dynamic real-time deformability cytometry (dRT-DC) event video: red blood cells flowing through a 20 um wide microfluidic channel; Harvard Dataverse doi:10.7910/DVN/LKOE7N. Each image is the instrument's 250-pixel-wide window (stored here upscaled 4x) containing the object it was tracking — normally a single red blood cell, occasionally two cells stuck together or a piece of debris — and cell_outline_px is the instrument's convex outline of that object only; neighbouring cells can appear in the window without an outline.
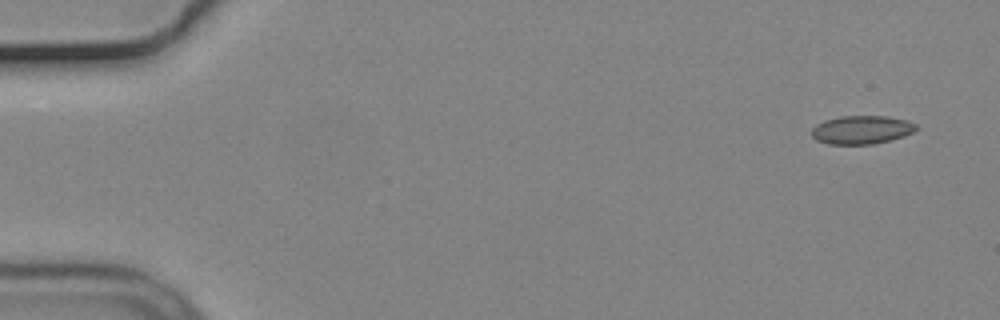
{"species": "common noctule bat (a hibernating species)", "species_latin": "Nyctalus noctula", "temperature_condition": "cold", "stored_images_in_passage": 13, "camera_frame_rate_fps": 3000, "um_per_image_px": 0.085, "animal": {"sex": "male", "body_mass_g": 19.2, "forearm_length_mm": 51.8}, "frame": {"image": 1, "passage_image": 1, "time_ms": 0.0, "image_size_px": [1000, 320], "cell_outline_px": [[920, 128], [904, 136], [872, 144], [828, 144], [816, 140], [812, 136], [812, 128], [816, 124], [824, 120], [840, 116], [888, 116], [904, 120], [916, 124]], "centroid_in_image_um": [73.22, 11.03], "position_along_channel_um": 11.8, "area_um2": 17.28}}